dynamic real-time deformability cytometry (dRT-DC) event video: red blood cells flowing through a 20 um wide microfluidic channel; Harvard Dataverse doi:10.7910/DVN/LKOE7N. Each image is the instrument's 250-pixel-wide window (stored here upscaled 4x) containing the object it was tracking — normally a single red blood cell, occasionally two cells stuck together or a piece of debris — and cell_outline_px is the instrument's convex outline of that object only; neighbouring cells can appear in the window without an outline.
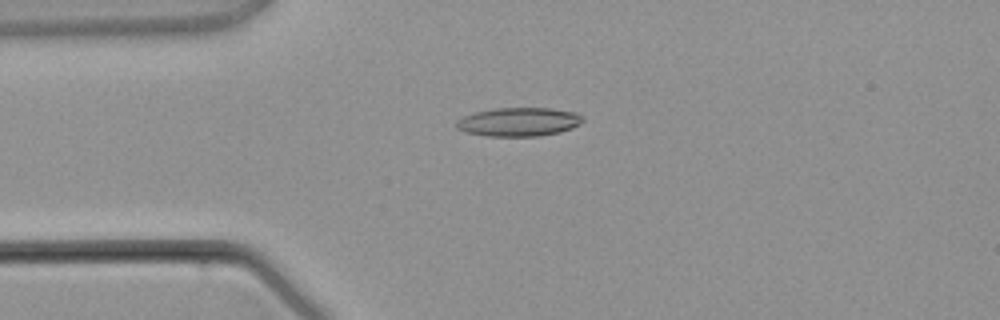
{"species": "common noctule bat (a hibernating species)", "species_latin": "Nyctalus noctula", "temperature_condition": "warm", "stored_images_in_passage": 2, "camera_frame_rate_fps": 3000, "um_per_image_px": 0.085, "animal": {"sex": "male", "body_mass_g": 21.5, "forearm_length_mm": 52.0}, "frame": {"image": 1, "passage_image": 2, "time_ms": 1.333, "image_size_px": [1000, 320], "cell_outline_px": [[584, 120], [580, 124], [572, 128], [560, 132], [540, 136], [488, 136], [464, 132], [456, 128], [456, 120], [464, 116], [476, 112], [496, 108], [548, 108], [576, 112], [584, 116]], "centroid_in_image_um": [44.11, 10.36], "position_along_channel_um": 40.9, "area_um2": 21.27}}